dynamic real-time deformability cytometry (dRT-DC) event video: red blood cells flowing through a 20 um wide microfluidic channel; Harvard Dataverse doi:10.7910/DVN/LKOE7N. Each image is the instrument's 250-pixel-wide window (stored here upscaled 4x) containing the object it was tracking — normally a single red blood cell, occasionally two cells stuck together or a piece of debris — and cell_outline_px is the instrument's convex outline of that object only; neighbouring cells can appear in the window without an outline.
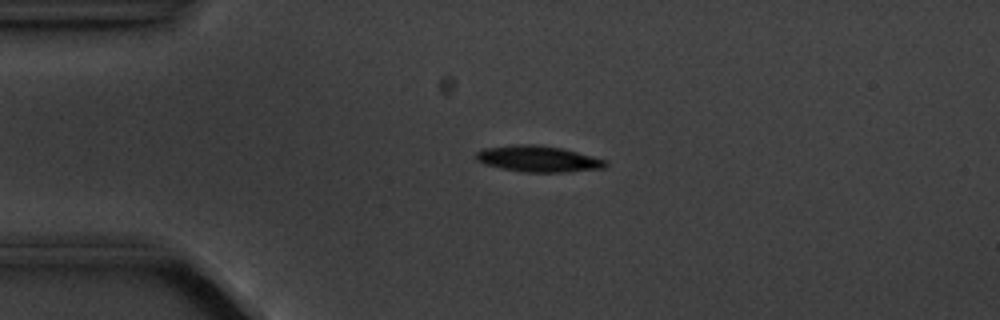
{"species": "common noctule bat (a hibernating species)", "species_latin": "Nyctalus noctula", "temperature_condition": "cold", "stored_images_in_passage": 4, "camera_frame_rate_fps": 3000, "um_per_image_px": 0.085, "animal": {"sex": "male", "body_mass_g": 20.1, "forearm_length_mm": 53.5}, "frame": {"image": 1, "passage_image": 3, "time_ms": 2.667, "image_size_px": [1000, 320], "cell_outline_px": [[608, 164], [604, 168], [568, 172], [524, 172], [484, 164], [476, 160], [476, 152], [484, 148], [512, 144], [536, 144], [564, 148], [608, 160]], "centroid_in_image_um": [45.78, 13.49], "position_along_channel_um": 39.2, "area_um2": 19.94}}